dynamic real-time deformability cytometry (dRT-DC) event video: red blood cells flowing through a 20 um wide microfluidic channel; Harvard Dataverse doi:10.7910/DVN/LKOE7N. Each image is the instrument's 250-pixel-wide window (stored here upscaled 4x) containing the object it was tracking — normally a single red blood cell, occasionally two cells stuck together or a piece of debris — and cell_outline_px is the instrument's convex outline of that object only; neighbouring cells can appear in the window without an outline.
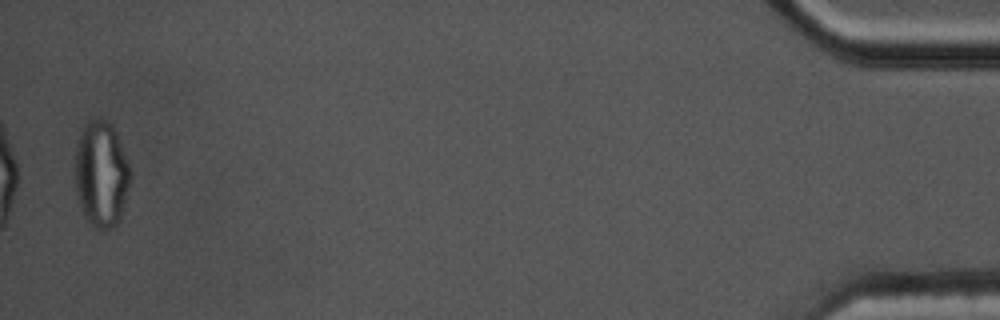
{"species": "common noctule bat (a hibernating species)", "species_latin": "Nyctalus noctula", "temperature_condition": "cold", "stored_images_in_passage": 44, "segment_of_instrument_passage": [2, 2], "camera_frame_rate_fps": 3000, "um_per_image_px": 0.085, "animal": {"sex": "male", "body_mass_g": 17.5, "forearm_length_mm": 52.3}, "frame": {"image": 1, "passage_image": 43, "time_ms": 14.0, "image_size_px": [1000, 320], "cell_outline_px": [[132, 172], [120, 220], [112, 228], [92, 228], [84, 216], [80, 208], [76, 192], [76, 152], [80, 132], [84, 124], [100, 116], [108, 120], [112, 124], [116, 132]], "centroid_in_image_um": [8.62, 14.79], "position_along_channel_um": 426.6, "area_um2": 34.33}}